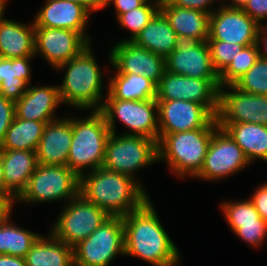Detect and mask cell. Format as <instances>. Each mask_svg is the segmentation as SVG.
I'll return each instance as SVG.
<instances>
[{
    "label": "cell",
    "mask_w": 267,
    "mask_h": 266,
    "mask_svg": "<svg viewBox=\"0 0 267 266\" xmlns=\"http://www.w3.org/2000/svg\"><path fill=\"white\" fill-rule=\"evenodd\" d=\"M149 198L139 209L123 216L124 254L140 258L152 266H178L181 255L161 224Z\"/></svg>",
    "instance_id": "cell-1"
},
{
    "label": "cell",
    "mask_w": 267,
    "mask_h": 266,
    "mask_svg": "<svg viewBox=\"0 0 267 266\" xmlns=\"http://www.w3.org/2000/svg\"><path fill=\"white\" fill-rule=\"evenodd\" d=\"M80 194L109 216L118 217L139 209L150 198L137 180L104 167L80 177Z\"/></svg>",
    "instance_id": "cell-2"
},
{
    "label": "cell",
    "mask_w": 267,
    "mask_h": 266,
    "mask_svg": "<svg viewBox=\"0 0 267 266\" xmlns=\"http://www.w3.org/2000/svg\"><path fill=\"white\" fill-rule=\"evenodd\" d=\"M57 70L65 73L63 82L58 85L62 104L81 111L101 109L106 97L103 93L105 79L91 44Z\"/></svg>",
    "instance_id": "cell-3"
},
{
    "label": "cell",
    "mask_w": 267,
    "mask_h": 266,
    "mask_svg": "<svg viewBox=\"0 0 267 266\" xmlns=\"http://www.w3.org/2000/svg\"><path fill=\"white\" fill-rule=\"evenodd\" d=\"M217 128L215 117L205 128L165 134L157 143L158 162H165L170 172L181 179L194 178L203 166Z\"/></svg>",
    "instance_id": "cell-4"
},
{
    "label": "cell",
    "mask_w": 267,
    "mask_h": 266,
    "mask_svg": "<svg viewBox=\"0 0 267 266\" xmlns=\"http://www.w3.org/2000/svg\"><path fill=\"white\" fill-rule=\"evenodd\" d=\"M110 133L105 117L99 110H92L90 115L83 118L73 116V136L67 166L79 177L85 171L102 167Z\"/></svg>",
    "instance_id": "cell-5"
},
{
    "label": "cell",
    "mask_w": 267,
    "mask_h": 266,
    "mask_svg": "<svg viewBox=\"0 0 267 266\" xmlns=\"http://www.w3.org/2000/svg\"><path fill=\"white\" fill-rule=\"evenodd\" d=\"M158 162L157 142L151 138L110 133L102 167L137 180L135 173Z\"/></svg>",
    "instance_id": "cell-6"
},
{
    "label": "cell",
    "mask_w": 267,
    "mask_h": 266,
    "mask_svg": "<svg viewBox=\"0 0 267 266\" xmlns=\"http://www.w3.org/2000/svg\"><path fill=\"white\" fill-rule=\"evenodd\" d=\"M80 193V177L67 165L39 164L26 189L16 199L24 204H40L63 200L65 204Z\"/></svg>",
    "instance_id": "cell-7"
},
{
    "label": "cell",
    "mask_w": 267,
    "mask_h": 266,
    "mask_svg": "<svg viewBox=\"0 0 267 266\" xmlns=\"http://www.w3.org/2000/svg\"><path fill=\"white\" fill-rule=\"evenodd\" d=\"M105 117L110 132L116 133V119L129 128L123 134L137 135L159 142L158 103L150 100L104 99L99 110Z\"/></svg>",
    "instance_id": "cell-8"
},
{
    "label": "cell",
    "mask_w": 267,
    "mask_h": 266,
    "mask_svg": "<svg viewBox=\"0 0 267 266\" xmlns=\"http://www.w3.org/2000/svg\"><path fill=\"white\" fill-rule=\"evenodd\" d=\"M63 206L49 232L72 247L89 237L110 217L80 193Z\"/></svg>",
    "instance_id": "cell-9"
},
{
    "label": "cell",
    "mask_w": 267,
    "mask_h": 266,
    "mask_svg": "<svg viewBox=\"0 0 267 266\" xmlns=\"http://www.w3.org/2000/svg\"><path fill=\"white\" fill-rule=\"evenodd\" d=\"M74 266H110L124 254L123 218L110 216L93 233L73 247Z\"/></svg>",
    "instance_id": "cell-10"
},
{
    "label": "cell",
    "mask_w": 267,
    "mask_h": 266,
    "mask_svg": "<svg viewBox=\"0 0 267 266\" xmlns=\"http://www.w3.org/2000/svg\"><path fill=\"white\" fill-rule=\"evenodd\" d=\"M249 165L251 163L239 145L224 129L218 127L208 146L203 166L194 178L217 182L235 175Z\"/></svg>",
    "instance_id": "cell-11"
},
{
    "label": "cell",
    "mask_w": 267,
    "mask_h": 266,
    "mask_svg": "<svg viewBox=\"0 0 267 266\" xmlns=\"http://www.w3.org/2000/svg\"><path fill=\"white\" fill-rule=\"evenodd\" d=\"M220 87L219 79H198L165 71L156 85V100L199 103L216 117Z\"/></svg>",
    "instance_id": "cell-12"
},
{
    "label": "cell",
    "mask_w": 267,
    "mask_h": 266,
    "mask_svg": "<svg viewBox=\"0 0 267 266\" xmlns=\"http://www.w3.org/2000/svg\"><path fill=\"white\" fill-rule=\"evenodd\" d=\"M216 121L217 123H255L267 126V95L247 93L234 85L221 86Z\"/></svg>",
    "instance_id": "cell-13"
},
{
    "label": "cell",
    "mask_w": 267,
    "mask_h": 266,
    "mask_svg": "<svg viewBox=\"0 0 267 266\" xmlns=\"http://www.w3.org/2000/svg\"><path fill=\"white\" fill-rule=\"evenodd\" d=\"M166 71L198 79H219L206 41L176 36L175 49L165 58Z\"/></svg>",
    "instance_id": "cell-14"
},
{
    "label": "cell",
    "mask_w": 267,
    "mask_h": 266,
    "mask_svg": "<svg viewBox=\"0 0 267 266\" xmlns=\"http://www.w3.org/2000/svg\"><path fill=\"white\" fill-rule=\"evenodd\" d=\"M89 45L79 32L35 27V56L40 54L53 69L78 56Z\"/></svg>",
    "instance_id": "cell-15"
},
{
    "label": "cell",
    "mask_w": 267,
    "mask_h": 266,
    "mask_svg": "<svg viewBox=\"0 0 267 266\" xmlns=\"http://www.w3.org/2000/svg\"><path fill=\"white\" fill-rule=\"evenodd\" d=\"M109 63L119 74H140L156 85L166 71L165 57L131 41L116 42L109 52Z\"/></svg>",
    "instance_id": "cell-16"
},
{
    "label": "cell",
    "mask_w": 267,
    "mask_h": 266,
    "mask_svg": "<svg viewBox=\"0 0 267 266\" xmlns=\"http://www.w3.org/2000/svg\"><path fill=\"white\" fill-rule=\"evenodd\" d=\"M159 140L165 134L205 128L215 116L202 104L185 100H157Z\"/></svg>",
    "instance_id": "cell-17"
},
{
    "label": "cell",
    "mask_w": 267,
    "mask_h": 266,
    "mask_svg": "<svg viewBox=\"0 0 267 266\" xmlns=\"http://www.w3.org/2000/svg\"><path fill=\"white\" fill-rule=\"evenodd\" d=\"M258 26L241 8H216L209 17L207 40L237 43L245 47L256 43Z\"/></svg>",
    "instance_id": "cell-18"
},
{
    "label": "cell",
    "mask_w": 267,
    "mask_h": 266,
    "mask_svg": "<svg viewBox=\"0 0 267 266\" xmlns=\"http://www.w3.org/2000/svg\"><path fill=\"white\" fill-rule=\"evenodd\" d=\"M45 1L33 20L35 27L73 30L92 44V39L86 31L91 13L84 6L67 0Z\"/></svg>",
    "instance_id": "cell-19"
},
{
    "label": "cell",
    "mask_w": 267,
    "mask_h": 266,
    "mask_svg": "<svg viewBox=\"0 0 267 266\" xmlns=\"http://www.w3.org/2000/svg\"><path fill=\"white\" fill-rule=\"evenodd\" d=\"M72 136V116L48 122L36 149L37 162L42 165H67Z\"/></svg>",
    "instance_id": "cell-20"
},
{
    "label": "cell",
    "mask_w": 267,
    "mask_h": 266,
    "mask_svg": "<svg viewBox=\"0 0 267 266\" xmlns=\"http://www.w3.org/2000/svg\"><path fill=\"white\" fill-rule=\"evenodd\" d=\"M58 85H29L24 95L15 102V115L19 119L51 122L56 117V109L61 105Z\"/></svg>",
    "instance_id": "cell-21"
},
{
    "label": "cell",
    "mask_w": 267,
    "mask_h": 266,
    "mask_svg": "<svg viewBox=\"0 0 267 266\" xmlns=\"http://www.w3.org/2000/svg\"><path fill=\"white\" fill-rule=\"evenodd\" d=\"M3 183L6 190L17 199L26 189L38 165L36 152L29 150H0Z\"/></svg>",
    "instance_id": "cell-22"
},
{
    "label": "cell",
    "mask_w": 267,
    "mask_h": 266,
    "mask_svg": "<svg viewBox=\"0 0 267 266\" xmlns=\"http://www.w3.org/2000/svg\"><path fill=\"white\" fill-rule=\"evenodd\" d=\"M160 11L165 15L177 36L192 37L197 42L207 41L209 37V13L176 7L169 1L160 3Z\"/></svg>",
    "instance_id": "cell-23"
},
{
    "label": "cell",
    "mask_w": 267,
    "mask_h": 266,
    "mask_svg": "<svg viewBox=\"0 0 267 266\" xmlns=\"http://www.w3.org/2000/svg\"><path fill=\"white\" fill-rule=\"evenodd\" d=\"M35 56V24L5 19L0 23V57Z\"/></svg>",
    "instance_id": "cell-24"
},
{
    "label": "cell",
    "mask_w": 267,
    "mask_h": 266,
    "mask_svg": "<svg viewBox=\"0 0 267 266\" xmlns=\"http://www.w3.org/2000/svg\"><path fill=\"white\" fill-rule=\"evenodd\" d=\"M35 57H0V95L14 102L24 95L31 84L30 61Z\"/></svg>",
    "instance_id": "cell-25"
},
{
    "label": "cell",
    "mask_w": 267,
    "mask_h": 266,
    "mask_svg": "<svg viewBox=\"0 0 267 266\" xmlns=\"http://www.w3.org/2000/svg\"><path fill=\"white\" fill-rule=\"evenodd\" d=\"M243 150L250 163L267 162V126L255 123H217Z\"/></svg>",
    "instance_id": "cell-26"
},
{
    "label": "cell",
    "mask_w": 267,
    "mask_h": 266,
    "mask_svg": "<svg viewBox=\"0 0 267 266\" xmlns=\"http://www.w3.org/2000/svg\"><path fill=\"white\" fill-rule=\"evenodd\" d=\"M49 235H40L25 257L26 266H74L73 247Z\"/></svg>",
    "instance_id": "cell-27"
},
{
    "label": "cell",
    "mask_w": 267,
    "mask_h": 266,
    "mask_svg": "<svg viewBox=\"0 0 267 266\" xmlns=\"http://www.w3.org/2000/svg\"><path fill=\"white\" fill-rule=\"evenodd\" d=\"M107 80L105 99L118 100H150L156 99V84L140 74H119Z\"/></svg>",
    "instance_id": "cell-28"
},
{
    "label": "cell",
    "mask_w": 267,
    "mask_h": 266,
    "mask_svg": "<svg viewBox=\"0 0 267 266\" xmlns=\"http://www.w3.org/2000/svg\"><path fill=\"white\" fill-rule=\"evenodd\" d=\"M176 36L169 21L159 10L132 42L166 58L175 49Z\"/></svg>",
    "instance_id": "cell-29"
},
{
    "label": "cell",
    "mask_w": 267,
    "mask_h": 266,
    "mask_svg": "<svg viewBox=\"0 0 267 266\" xmlns=\"http://www.w3.org/2000/svg\"><path fill=\"white\" fill-rule=\"evenodd\" d=\"M48 122L19 119L15 116L7 130L0 150H29L36 152Z\"/></svg>",
    "instance_id": "cell-30"
},
{
    "label": "cell",
    "mask_w": 267,
    "mask_h": 266,
    "mask_svg": "<svg viewBox=\"0 0 267 266\" xmlns=\"http://www.w3.org/2000/svg\"><path fill=\"white\" fill-rule=\"evenodd\" d=\"M39 236V233L16 226L10 216L0 224V254L25 258Z\"/></svg>",
    "instance_id": "cell-31"
},
{
    "label": "cell",
    "mask_w": 267,
    "mask_h": 266,
    "mask_svg": "<svg viewBox=\"0 0 267 266\" xmlns=\"http://www.w3.org/2000/svg\"><path fill=\"white\" fill-rule=\"evenodd\" d=\"M159 10V2L147 0L142 6L119 15L117 17L118 24L131 33L129 38L120 41L132 42Z\"/></svg>",
    "instance_id": "cell-32"
},
{
    "label": "cell",
    "mask_w": 267,
    "mask_h": 266,
    "mask_svg": "<svg viewBox=\"0 0 267 266\" xmlns=\"http://www.w3.org/2000/svg\"><path fill=\"white\" fill-rule=\"evenodd\" d=\"M259 59L257 44H251L243 47L235 59L219 75L221 86L233 85L241 78Z\"/></svg>",
    "instance_id": "cell-33"
},
{
    "label": "cell",
    "mask_w": 267,
    "mask_h": 266,
    "mask_svg": "<svg viewBox=\"0 0 267 266\" xmlns=\"http://www.w3.org/2000/svg\"><path fill=\"white\" fill-rule=\"evenodd\" d=\"M233 85L247 93L267 95V60L259 58Z\"/></svg>",
    "instance_id": "cell-34"
},
{
    "label": "cell",
    "mask_w": 267,
    "mask_h": 266,
    "mask_svg": "<svg viewBox=\"0 0 267 266\" xmlns=\"http://www.w3.org/2000/svg\"><path fill=\"white\" fill-rule=\"evenodd\" d=\"M221 211L227 224L258 223L260 215L250 199L234 201H222Z\"/></svg>",
    "instance_id": "cell-35"
},
{
    "label": "cell",
    "mask_w": 267,
    "mask_h": 266,
    "mask_svg": "<svg viewBox=\"0 0 267 266\" xmlns=\"http://www.w3.org/2000/svg\"><path fill=\"white\" fill-rule=\"evenodd\" d=\"M214 70L220 75L243 49V45L219 40L206 41Z\"/></svg>",
    "instance_id": "cell-36"
},
{
    "label": "cell",
    "mask_w": 267,
    "mask_h": 266,
    "mask_svg": "<svg viewBox=\"0 0 267 266\" xmlns=\"http://www.w3.org/2000/svg\"><path fill=\"white\" fill-rule=\"evenodd\" d=\"M228 225L237 238L255 249L262 247V244L267 241V222L261 217L258 219V223Z\"/></svg>",
    "instance_id": "cell-37"
},
{
    "label": "cell",
    "mask_w": 267,
    "mask_h": 266,
    "mask_svg": "<svg viewBox=\"0 0 267 266\" xmlns=\"http://www.w3.org/2000/svg\"><path fill=\"white\" fill-rule=\"evenodd\" d=\"M15 116V102L0 95V144Z\"/></svg>",
    "instance_id": "cell-38"
},
{
    "label": "cell",
    "mask_w": 267,
    "mask_h": 266,
    "mask_svg": "<svg viewBox=\"0 0 267 266\" xmlns=\"http://www.w3.org/2000/svg\"><path fill=\"white\" fill-rule=\"evenodd\" d=\"M241 9L259 25L267 20V0H248Z\"/></svg>",
    "instance_id": "cell-39"
},
{
    "label": "cell",
    "mask_w": 267,
    "mask_h": 266,
    "mask_svg": "<svg viewBox=\"0 0 267 266\" xmlns=\"http://www.w3.org/2000/svg\"><path fill=\"white\" fill-rule=\"evenodd\" d=\"M250 201L255 206L260 217L267 222V182L259 185L253 192Z\"/></svg>",
    "instance_id": "cell-40"
},
{
    "label": "cell",
    "mask_w": 267,
    "mask_h": 266,
    "mask_svg": "<svg viewBox=\"0 0 267 266\" xmlns=\"http://www.w3.org/2000/svg\"><path fill=\"white\" fill-rule=\"evenodd\" d=\"M171 4L176 7L189 8L199 10L202 12L212 13L211 0H168Z\"/></svg>",
    "instance_id": "cell-41"
},
{
    "label": "cell",
    "mask_w": 267,
    "mask_h": 266,
    "mask_svg": "<svg viewBox=\"0 0 267 266\" xmlns=\"http://www.w3.org/2000/svg\"><path fill=\"white\" fill-rule=\"evenodd\" d=\"M147 0H105V6L108 7L111 4L114 5L116 18L130 10L136 9L142 6Z\"/></svg>",
    "instance_id": "cell-42"
},
{
    "label": "cell",
    "mask_w": 267,
    "mask_h": 266,
    "mask_svg": "<svg viewBox=\"0 0 267 266\" xmlns=\"http://www.w3.org/2000/svg\"><path fill=\"white\" fill-rule=\"evenodd\" d=\"M15 202L16 199L12 195H0V224L11 216Z\"/></svg>",
    "instance_id": "cell-43"
},
{
    "label": "cell",
    "mask_w": 267,
    "mask_h": 266,
    "mask_svg": "<svg viewBox=\"0 0 267 266\" xmlns=\"http://www.w3.org/2000/svg\"><path fill=\"white\" fill-rule=\"evenodd\" d=\"M256 44L258 46L259 58L267 60V24L258 26Z\"/></svg>",
    "instance_id": "cell-44"
},
{
    "label": "cell",
    "mask_w": 267,
    "mask_h": 266,
    "mask_svg": "<svg viewBox=\"0 0 267 266\" xmlns=\"http://www.w3.org/2000/svg\"><path fill=\"white\" fill-rule=\"evenodd\" d=\"M84 6L91 14L106 8L105 0H67Z\"/></svg>",
    "instance_id": "cell-45"
},
{
    "label": "cell",
    "mask_w": 267,
    "mask_h": 266,
    "mask_svg": "<svg viewBox=\"0 0 267 266\" xmlns=\"http://www.w3.org/2000/svg\"><path fill=\"white\" fill-rule=\"evenodd\" d=\"M0 266H26L25 258L0 254Z\"/></svg>",
    "instance_id": "cell-46"
},
{
    "label": "cell",
    "mask_w": 267,
    "mask_h": 266,
    "mask_svg": "<svg viewBox=\"0 0 267 266\" xmlns=\"http://www.w3.org/2000/svg\"><path fill=\"white\" fill-rule=\"evenodd\" d=\"M215 1H219V3H222L221 4V6L219 7L218 6V8H233V0H230V2H228L229 0H222V2H221V0H211V3H212V12L215 10V8L213 7L214 6V2ZM223 2H225V3H223Z\"/></svg>",
    "instance_id": "cell-47"
},
{
    "label": "cell",
    "mask_w": 267,
    "mask_h": 266,
    "mask_svg": "<svg viewBox=\"0 0 267 266\" xmlns=\"http://www.w3.org/2000/svg\"><path fill=\"white\" fill-rule=\"evenodd\" d=\"M0 195H11L5 188V185L3 183V172H2V166L0 162Z\"/></svg>",
    "instance_id": "cell-48"
},
{
    "label": "cell",
    "mask_w": 267,
    "mask_h": 266,
    "mask_svg": "<svg viewBox=\"0 0 267 266\" xmlns=\"http://www.w3.org/2000/svg\"><path fill=\"white\" fill-rule=\"evenodd\" d=\"M8 0H0V23L5 19V11Z\"/></svg>",
    "instance_id": "cell-49"
},
{
    "label": "cell",
    "mask_w": 267,
    "mask_h": 266,
    "mask_svg": "<svg viewBox=\"0 0 267 266\" xmlns=\"http://www.w3.org/2000/svg\"><path fill=\"white\" fill-rule=\"evenodd\" d=\"M248 0H233V8H242Z\"/></svg>",
    "instance_id": "cell-50"
},
{
    "label": "cell",
    "mask_w": 267,
    "mask_h": 266,
    "mask_svg": "<svg viewBox=\"0 0 267 266\" xmlns=\"http://www.w3.org/2000/svg\"><path fill=\"white\" fill-rule=\"evenodd\" d=\"M154 1H157L159 3H162V2H165V1H168V0H154Z\"/></svg>",
    "instance_id": "cell-51"
}]
</instances>
